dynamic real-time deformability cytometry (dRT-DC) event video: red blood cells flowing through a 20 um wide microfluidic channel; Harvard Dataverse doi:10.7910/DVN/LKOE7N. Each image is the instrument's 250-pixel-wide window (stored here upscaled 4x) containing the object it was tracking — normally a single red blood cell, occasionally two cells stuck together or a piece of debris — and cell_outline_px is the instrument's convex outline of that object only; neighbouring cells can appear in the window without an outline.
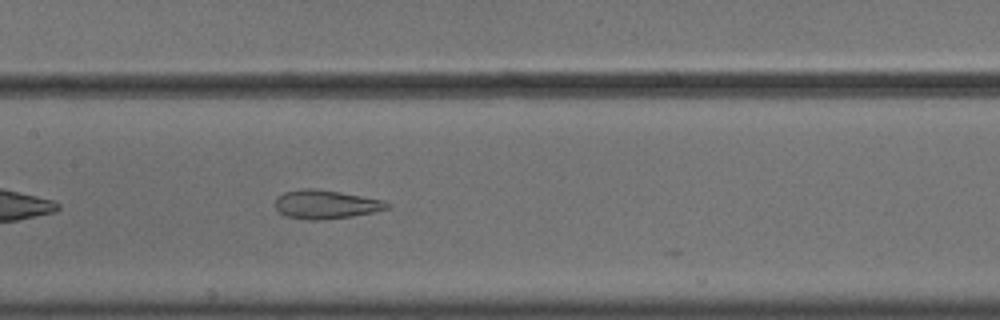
{"species": "common noctule bat (a hibernating species)", "species_latin": "Nyctalus noctula", "temperature_condition": "cold", "stored_images_in_passage": 40, "camera_frame_rate_fps": 3000, "um_per_image_px": 0.085, "animal": {"sex": "male", "body_mass_g": 18.8}, "frame": {"image": 1, "passage_image": 12, "time_ms": 3.667, "image_size_px": [1000, 320], "cell_outline_px": [[392, 208], [352, 216], [316, 220], [308, 220], [288, 216], [280, 212], [276, 208], [276, 196], [284, 192], [304, 188], [316, 188], [384, 200], [392, 204]], "centroid_in_image_um": [27.72, 17.36], "position_along_channel_um": 179.7, "area_um2": 18.67}}
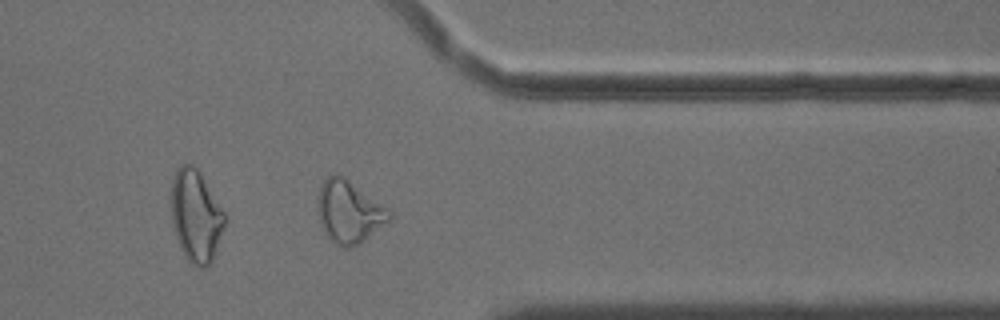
{"frame": {"image": 2, "passage_image": 29, "time_ms": 9.333, "image_size_px": [1000, 320], "cell_outline_px": [[392, 216], [388, 220], [360, 244], [348, 248], [340, 248], [328, 236], [320, 224], [320, 184], [328, 176], [336, 172], [344, 176], [388, 208], [392, 212]], "centroid_in_image_um": [29.69, 17.99], "position_along_channel_um": 381.7, "area_um2": 25.55}, "authors_computed_cell_mechanics": {"area_um2": 20.808, "velocity_mm_per_s": 3.6598, "shape_relaxation_time_tau1_ms": null, "shape_relaxation_time_tau2_ms": 1.8666, "deformation_change_tau1": null, "deformation_change_tau2": 0.1146}}